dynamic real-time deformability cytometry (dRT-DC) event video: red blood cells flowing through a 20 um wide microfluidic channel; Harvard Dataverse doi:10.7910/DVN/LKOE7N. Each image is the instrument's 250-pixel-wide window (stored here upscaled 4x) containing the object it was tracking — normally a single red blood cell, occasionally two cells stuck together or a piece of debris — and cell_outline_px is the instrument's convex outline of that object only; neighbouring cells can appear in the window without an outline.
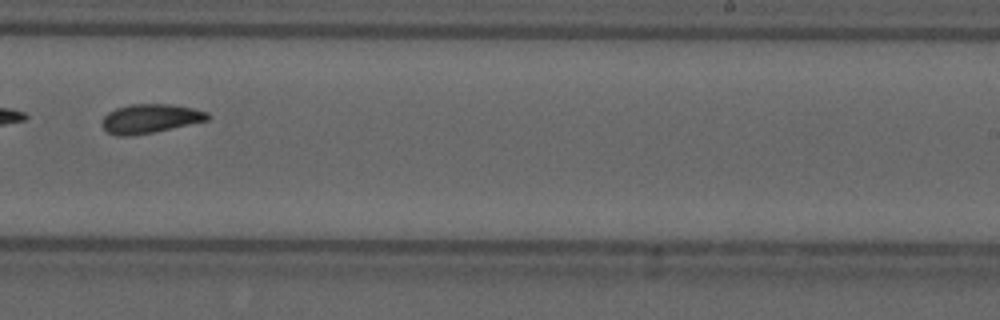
{"species": "common noctule bat (a hibernating species)", "species_latin": "Nyctalus noctula", "temperature_condition": "cold", "stored_images_in_passage": 8, "camera_frame_rate_fps": 3000, "um_per_image_px": 0.085, "animal": {"sex": "male", "forearm_length_mm": 52.5}, "frame": {"image": 1, "passage_image": 8, "time_ms": 2.333, "image_size_px": [1000, 320], "cell_outline_px": [[212, 116], [208, 120], [152, 132], [132, 136], [120, 136], [108, 132], [100, 124], [104, 116], [108, 112], [116, 108], [132, 104], [168, 104], [192, 108], [208, 112]], "centroid_in_image_um": [12.75, 10.08], "position_along_channel_um": 276.2, "area_um2": 17.74}}